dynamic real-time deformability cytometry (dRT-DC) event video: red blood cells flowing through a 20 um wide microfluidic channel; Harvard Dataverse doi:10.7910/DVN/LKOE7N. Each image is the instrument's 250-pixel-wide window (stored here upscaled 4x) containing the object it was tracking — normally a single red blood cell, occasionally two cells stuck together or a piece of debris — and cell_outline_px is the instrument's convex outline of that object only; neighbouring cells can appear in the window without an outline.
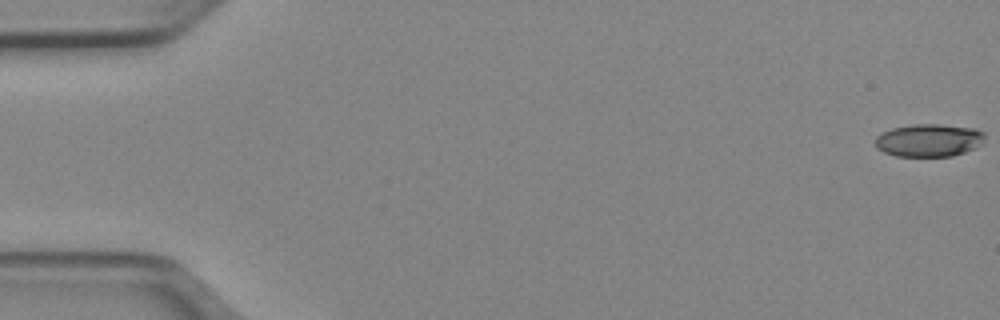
{"species": "Egyptian fruit bat (a non-hibernating species)", "species_latin": "Rousettus aegyptiacus", "temperature_condition": "cold", "stored_images_in_passage": 27, "camera_frame_rate_fps": 3000, "um_per_image_px": 0.085, "animal": {"sex": "female"}, "frame": {"image": 1, "passage_image": 1, "time_ms": 0.0, "image_size_px": [1000, 320], "cell_outline_px": [[984, 144], [976, 148], [952, 156], [896, 156], [884, 152], [876, 148], [876, 136], [892, 128], [912, 124], [940, 124], [976, 128], [984, 132]], "centroid_in_image_um": [79.0, 11.92], "position_along_channel_um": 6.0, "area_um2": 21.1}}
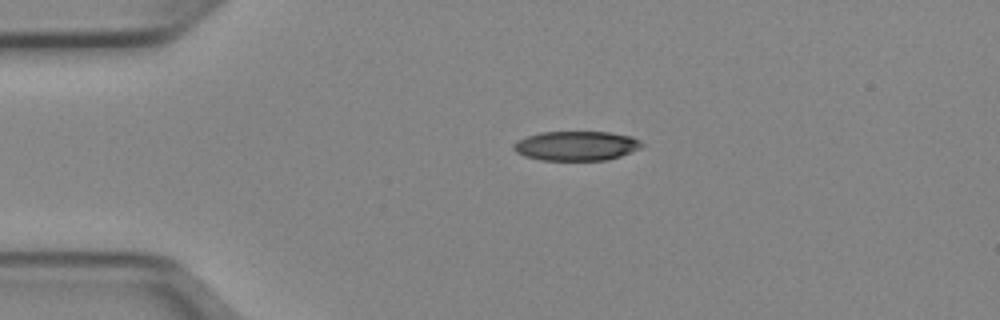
{"frame": {"image": 2, "passage_image": 12, "time_ms": 3.667, "image_size_px": [1000, 320], "cell_outline_px": [[644, 144], [640, 148], [620, 156], [608, 160], [540, 160], [524, 156], [516, 152], [512, 148], [512, 144], [528, 136], [540, 132], [608, 132], [632, 136], [640, 140]], "centroid_in_image_um": [48.99, 12.4], "position_along_channel_um": 36.0, "area_um2": 22.02}}
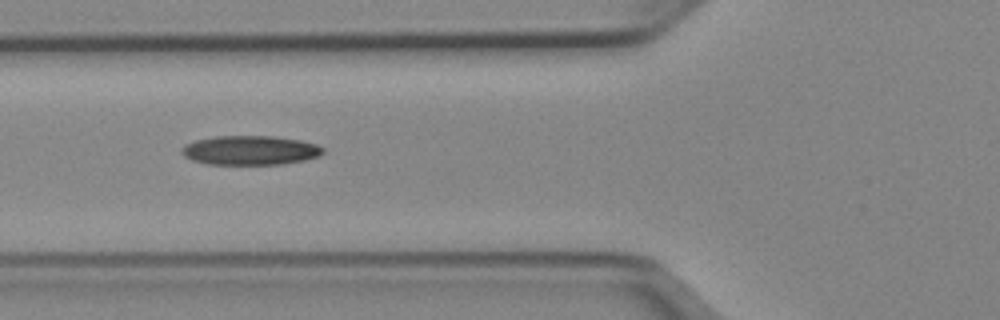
{"frame": {"image": 3, "passage_image": 20, "time_ms": 6.333, "image_size_px": [1000, 320], "cell_outline_px": [[324, 152], [320, 156], [304, 160], [280, 164], [208, 164], [192, 160], [184, 156], [180, 152], [180, 148], [184, 144], [196, 140], [216, 136], [272, 136], [300, 140], [316, 144], [324, 148]], "centroid_in_image_um": [21.24, 12.77], "position_along_channel_um": 104.6, "area_um2": 24.16}}